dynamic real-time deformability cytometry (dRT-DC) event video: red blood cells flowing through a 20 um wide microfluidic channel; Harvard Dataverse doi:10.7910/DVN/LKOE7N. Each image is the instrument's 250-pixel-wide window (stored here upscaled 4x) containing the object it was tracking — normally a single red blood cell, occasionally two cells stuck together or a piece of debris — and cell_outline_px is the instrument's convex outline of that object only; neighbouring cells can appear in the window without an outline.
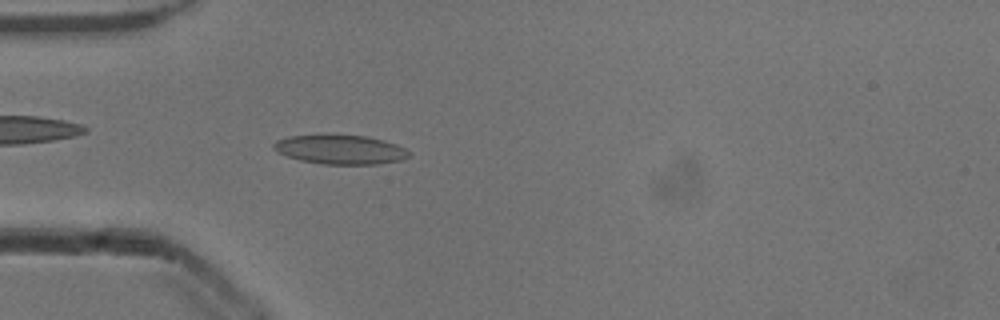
{"species": "common noctule bat (a hibernating species)", "species_latin": "Nyctalus noctula", "temperature_condition": "cold", "stored_images_in_passage": 53, "camera_frame_rate_fps": 3000, "um_per_image_px": 0.085, "animal": {"sex": "male", "body_mass_g": 13.3}, "frame": {"image": 1, "passage_image": 16, "time_ms": 5.0, "image_size_px": [1000, 320], "cell_outline_px": [[412, 152], [404, 160], [376, 164], [324, 164], [300, 160], [276, 152], [272, 148], [272, 144], [276, 140], [288, 136], [328, 132], [368, 136], [384, 140], [396, 144]], "centroid_in_image_um": [28.89, 12.66], "position_along_channel_um": 56.1, "area_um2": 23.99}}
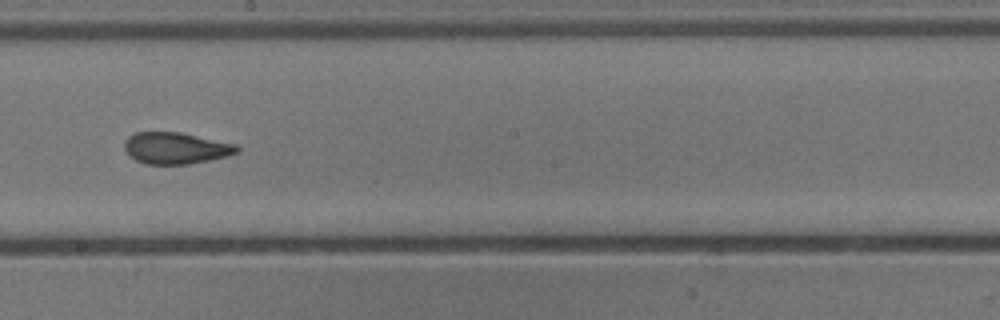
{"frame": {"image": 2, "passage_image": 30, "time_ms": 9.667, "image_size_px": [1000, 320], "cell_outline_px": [[240, 152], [228, 156], [188, 164], [144, 164], [128, 156], [124, 148], [124, 140], [128, 136], [136, 132], [180, 132], [236, 144], [240, 148]], "centroid_in_image_um": [14.92, 12.59], "position_along_channel_um": 233.3, "area_um2": 20.87}}
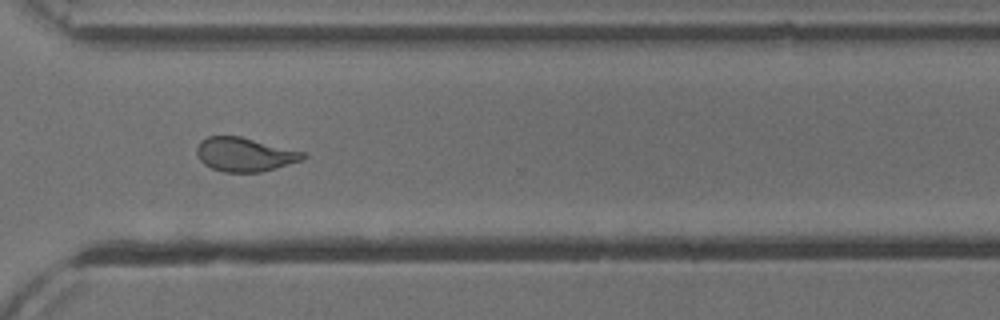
{"frame": {"image": 3, "passage_image": 39, "time_ms": 12.667, "image_size_px": [1000, 320], "cell_outline_px": [[308, 156], [304, 160], [276, 168], [260, 172], [224, 172], [212, 168], [204, 164], [200, 160], [196, 152], [196, 148], [200, 140], [208, 136], [240, 136], [304, 152]], "centroid_in_image_um": [20.8, 13.13], "position_along_channel_um": 349.8, "area_um2": 21.04}, "authors_computed_cell_mechanics": {"area_um2": 21.6172, "velocity_mm_per_s": 3.8883, "shape_relaxation_time_tau1_ms": null, "shape_relaxation_time_tau2_ms": 1.8924, "deformation_change_tau1": null, "deformation_change_tau2": 0.0751}}